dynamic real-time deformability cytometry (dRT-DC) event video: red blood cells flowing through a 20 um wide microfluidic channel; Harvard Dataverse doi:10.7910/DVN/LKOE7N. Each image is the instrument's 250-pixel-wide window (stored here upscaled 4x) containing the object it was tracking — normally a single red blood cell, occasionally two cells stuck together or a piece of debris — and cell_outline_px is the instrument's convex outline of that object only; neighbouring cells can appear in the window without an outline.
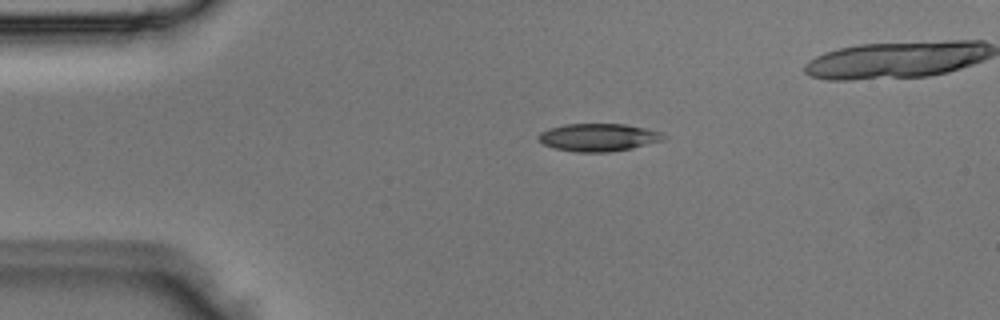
{"species": "Egyptian fruit bat (a non-hibernating species)", "species_latin": "Rousettus aegyptiacus", "temperature_condition": "room temperature", "stored_images_in_passage": 2, "camera_frame_rate_fps": 3000, "um_per_image_px": 0.085, "animal": {"sex": "male"}, "frame": {"image": 1, "passage_image": 2, "time_ms": 0.333, "image_size_px": [1000, 320], "cell_outline_px": [[668, 136], [664, 140], [632, 148], [608, 152], [576, 152], [556, 148], [544, 144], [536, 136], [540, 132], [548, 128], [564, 124], [624, 124], [644, 128], [660, 132]], "centroid_in_image_um": [50.86, 11.67], "position_along_channel_um": 34.1, "area_um2": 20.17}}